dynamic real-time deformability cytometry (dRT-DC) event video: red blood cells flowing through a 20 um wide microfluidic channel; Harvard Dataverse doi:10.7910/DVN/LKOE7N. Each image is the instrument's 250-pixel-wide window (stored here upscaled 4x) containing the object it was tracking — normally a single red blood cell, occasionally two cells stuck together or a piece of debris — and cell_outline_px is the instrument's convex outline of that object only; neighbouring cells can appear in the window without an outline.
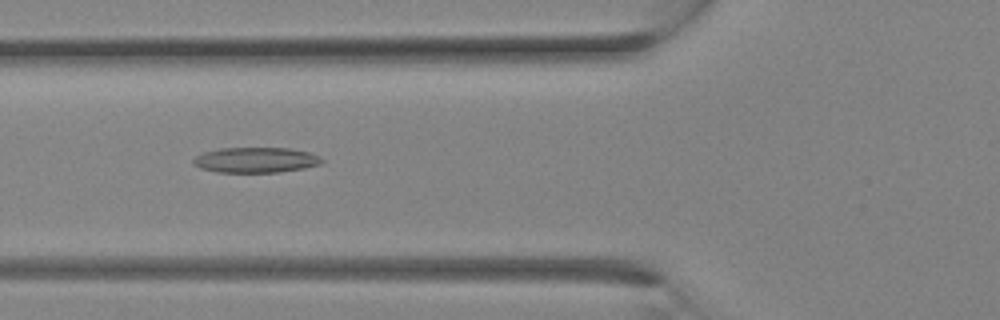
{"species": "Egyptian fruit bat (a non-hibernating species)", "species_latin": "Rousettus aegyptiacus", "temperature_condition": "room temperature", "stored_images_in_passage": 10, "camera_frame_rate_fps": 3000, "um_per_image_px": 0.085, "animal": {"sex": "female"}, "frame": {"image": 1, "passage_image": 5, "time_ms": 1.333, "image_size_px": [1000, 320], "cell_outline_px": [[324, 160], [320, 164], [304, 168], [280, 172], [216, 172], [200, 168], [192, 164], [192, 160], [196, 156], [204, 152], [220, 148], [288, 148], [308, 152], [320, 156]], "centroid_in_image_um": [21.72, 13.6], "position_along_channel_um": 104.1, "area_um2": 19.02}}
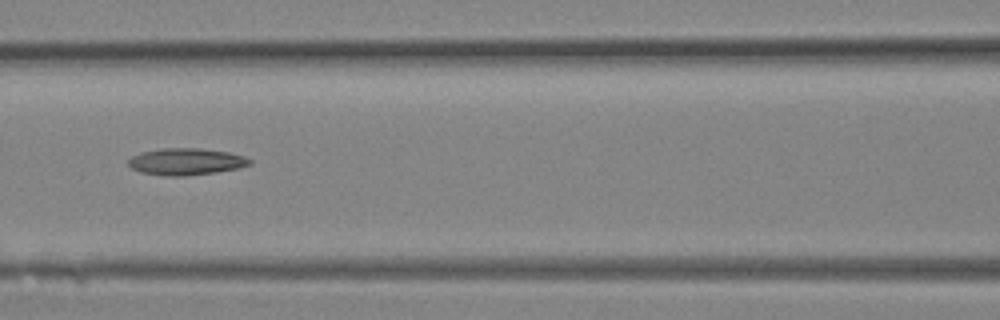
{"frame": {"image": 2, "passage_image": 7, "time_ms": 2.0, "image_size_px": [1000, 320], "cell_outline_px": [[252, 164], [240, 168], [216, 172], [184, 176], [164, 176], [140, 172], [132, 168], [128, 164], [128, 160], [132, 156], [140, 152], [160, 148], [200, 148], [228, 152], [244, 156], [252, 160]], "centroid_in_image_um": [15.82, 13.74], "position_along_channel_um": 150.8, "area_um2": 19.13}}
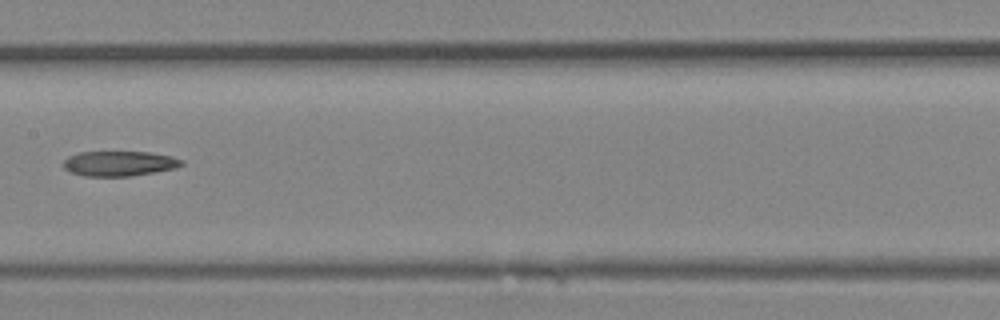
{"frame": {"image": 3, "passage_image": 9, "time_ms": 2.667, "image_size_px": [1000, 320], "cell_outline_px": [[184, 164], [176, 168], [132, 176], [84, 176], [68, 172], [60, 164], [68, 156], [80, 152], [148, 152], [172, 156], [184, 160]], "centroid_in_image_um": [10.11, 13.9], "position_along_channel_um": 197.3, "area_um2": 17.46}}